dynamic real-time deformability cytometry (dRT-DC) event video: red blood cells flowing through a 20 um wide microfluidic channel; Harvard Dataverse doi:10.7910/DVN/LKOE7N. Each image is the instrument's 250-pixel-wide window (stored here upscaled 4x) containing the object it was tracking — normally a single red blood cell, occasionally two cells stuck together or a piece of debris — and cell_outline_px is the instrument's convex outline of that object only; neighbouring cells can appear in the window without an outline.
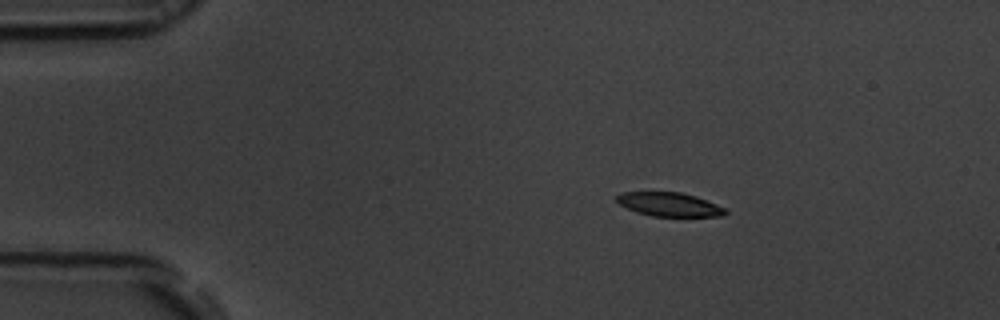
{"species": "common noctule bat (a hibernating species)", "species_latin": "Nyctalus noctula", "temperature_condition": "room temperature", "stored_images_in_passage": 46, "camera_frame_rate_fps": 3000, "um_per_image_px": 0.085, "animal": {"sex": "male", "body_mass_g": 19.5, "forearm_length_mm": 54.6}, "frame": {"image": 1, "passage_image": 1, "time_ms": 0.0, "image_size_px": [1000, 320], "cell_outline_px": [[728, 212], [724, 216], [652, 216], [636, 212], [620, 204], [616, 200], [616, 196], [620, 192], [680, 192], [696, 196], [716, 204], [724, 208]], "centroid_in_image_um": [56.88, 17.37], "position_along_channel_um": 28.1, "area_um2": 15.03}}
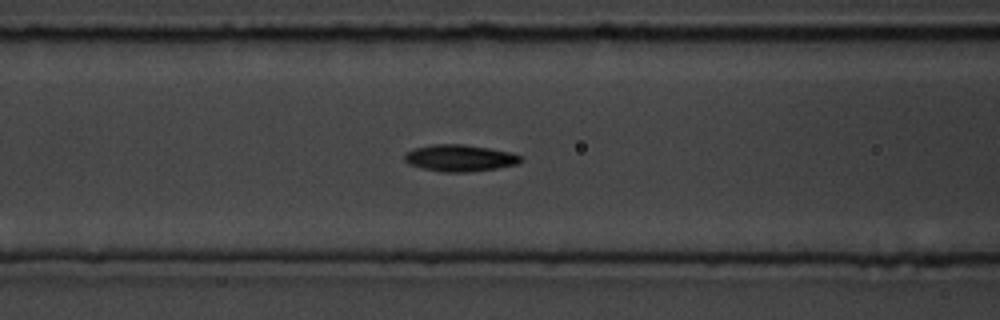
{"frame": {"image": 2, "passage_image": 14, "time_ms": 4.333, "image_size_px": [1000, 320], "cell_outline_px": [[524, 160], [520, 164], [496, 168], [468, 172], [444, 172], [424, 168], [408, 164], [404, 160], [404, 152], [412, 148], [432, 144], [460, 144], [488, 148], [512, 152], [524, 156]], "centroid_in_image_um": [39.11, 13.42], "position_along_channel_um": 127.5, "area_um2": 18.32}}
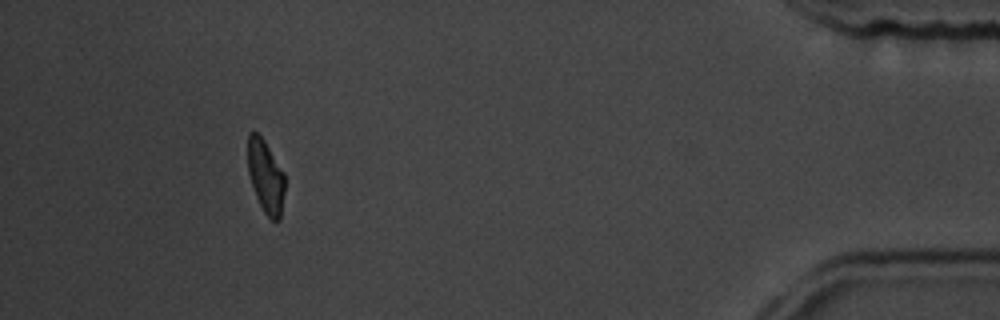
{"frame": {"image": 3, "passage_image": 42, "time_ms": 13.667, "image_size_px": [1000, 320], "cell_outline_px": [[284, 192], [280, 220], [272, 220], [264, 212], [256, 196], [248, 172], [248, 132], [256, 132], [264, 140], [284, 172]], "centroid_in_image_um": [22.58, 14.99], "position_along_channel_um": 412.6, "area_um2": 15.55}, "authors_computed_cell_mechanics": {"area_um2": 17.34, "velocity_mm_per_s": 3.7201, "shape_relaxation_time_tau1_ms": 2.945, "shape_relaxation_time_tau2_ms": 5.1749, "deformation_change_tau1": 0.1387, "deformation_change_tau2": 0.1099}}